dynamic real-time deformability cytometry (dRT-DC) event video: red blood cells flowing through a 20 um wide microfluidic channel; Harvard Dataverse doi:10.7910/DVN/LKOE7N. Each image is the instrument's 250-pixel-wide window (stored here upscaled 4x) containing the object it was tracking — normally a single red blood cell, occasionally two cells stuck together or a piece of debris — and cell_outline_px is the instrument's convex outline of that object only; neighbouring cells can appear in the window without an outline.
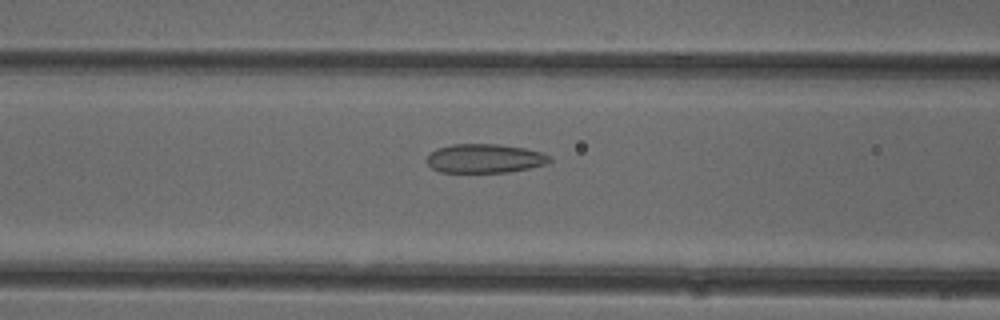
{"species": "common noctule bat (a hibernating species)", "species_latin": "Nyctalus noctula", "temperature_condition": "cold", "stored_images_in_passage": 52, "camera_frame_rate_fps": 3000, "um_per_image_px": 0.085, "animal": {"sex": "female"}, "frame": {"image": 1, "passage_image": 21, "time_ms": 6.667, "image_size_px": [1000, 320], "cell_outline_px": [[552, 160], [548, 164], [508, 172], [440, 172], [432, 168], [428, 164], [428, 156], [436, 148], [452, 144], [500, 144], [524, 148], [540, 152], [552, 156]], "centroid_in_image_um": [41.23, 13.46], "position_along_channel_um": 125.4, "area_um2": 20.75}}
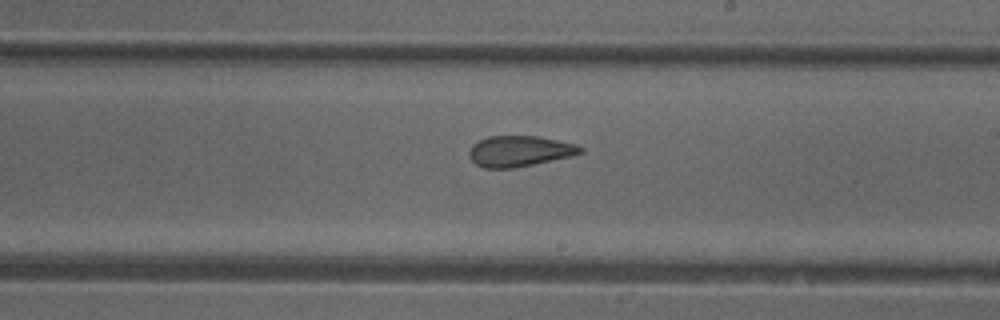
{"frame": {"image": 2, "passage_image": 30, "time_ms": 9.667, "image_size_px": [1000, 320], "cell_outline_px": [[584, 152], [572, 156], [512, 168], [484, 168], [476, 164], [468, 156], [468, 152], [472, 144], [488, 136], [540, 136], [576, 144], [584, 148]], "centroid_in_image_um": [44.16, 12.84], "position_along_channel_um": 244.8, "area_um2": 20.0}}
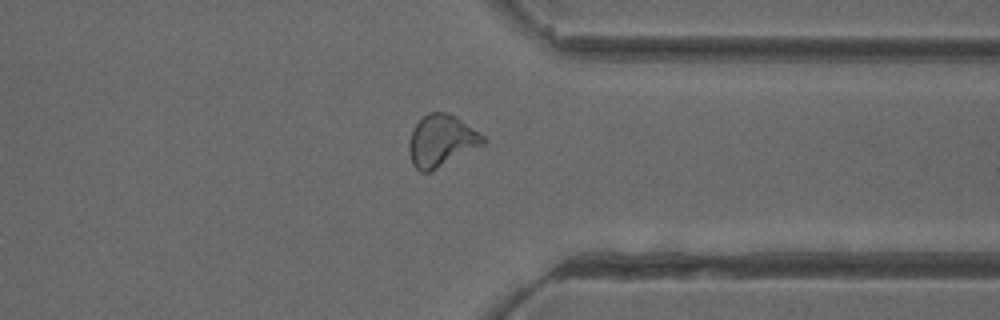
{"frame": {"image": 3, "passage_image": 40, "time_ms": 13.0, "image_size_px": [1000, 320], "cell_outline_px": [[488, 140], [484, 144], [428, 172], [420, 172], [412, 164], [408, 148], [408, 144], [412, 132], [416, 124], [428, 112], [444, 112], [456, 116], [484, 136]], "centroid_in_image_um": [37.51, 11.95], "position_along_channel_um": 373.9, "area_um2": 21.96}, "authors_computed_cell_mechanics": {"area_um2": 21.8195, "velocity_mm_per_s": 3.9644, "shape_relaxation_time_tau1_ms": null, "shape_relaxation_time_tau2_ms": 2.2783, "deformation_change_tau1": null, "deformation_change_tau2": 0.0956}}